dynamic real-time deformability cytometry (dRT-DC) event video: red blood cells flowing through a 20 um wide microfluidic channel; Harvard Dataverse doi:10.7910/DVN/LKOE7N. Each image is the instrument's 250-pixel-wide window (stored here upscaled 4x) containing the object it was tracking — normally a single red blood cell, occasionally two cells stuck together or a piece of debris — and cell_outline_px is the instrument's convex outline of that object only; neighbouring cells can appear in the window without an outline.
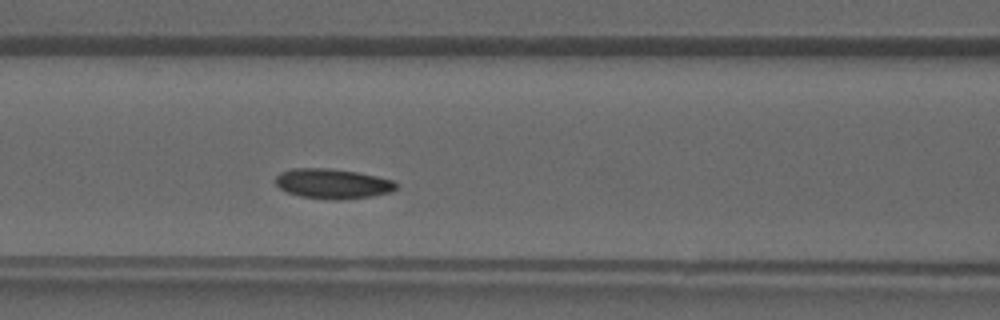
{"species": "common noctule bat (a hibernating species)", "species_latin": "Nyctalus noctula", "temperature_condition": "warm", "stored_images_in_passage": 33, "camera_frame_rate_fps": 3000, "um_per_image_px": 0.085, "animal": {"sex": "male", "forearm_length_mm": 52.5}, "frame": {"image": 1, "passage_image": 10, "time_ms": 3.0, "image_size_px": [1000, 320], "cell_outline_px": [[396, 188], [392, 192], [372, 196], [340, 200], [332, 200], [300, 196], [288, 192], [280, 188], [272, 180], [280, 172], [292, 168], [328, 168], [356, 172], [396, 180]], "centroid_in_image_um": [28.26, 15.61], "position_along_channel_um": 138.3, "area_um2": 21.21}}
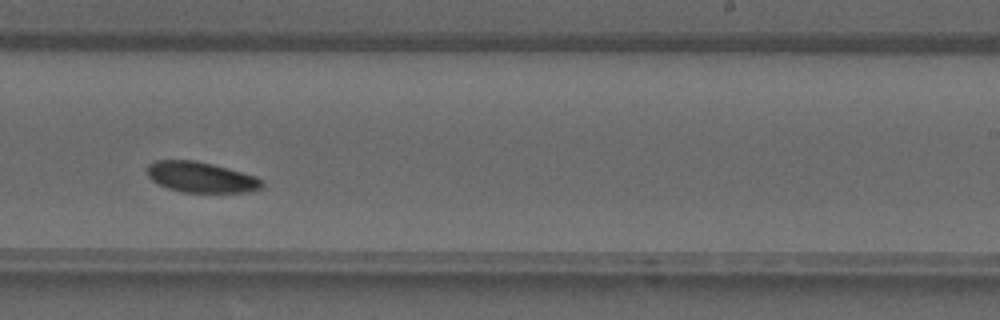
{"frame": {"image": 2, "passage_image": 18, "time_ms": 5.667, "image_size_px": [1000, 320], "cell_outline_px": [[264, 188], [248, 192], [180, 192], [168, 188], [152, 180], [148, 176], [148, 164], [156, 160], [192, 160], [212, 164], [228, 168], [256, 176], [264, 184]], "centroid_in_image_um": [17.1, 15.06], "position_along_channel_um": 271.9, "area_um2": 20.4}}
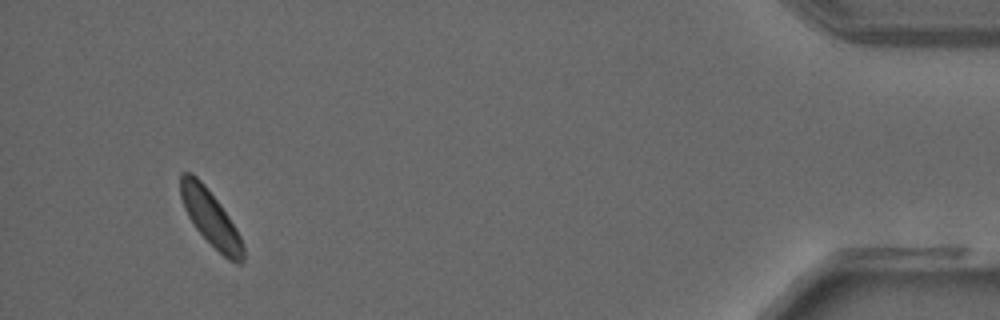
{"frame": {"image": 3, "passage_image": 31, "time_ms": 10.0, "image_size_px": [1000, 320], "cell_outline_px": [[244, 260], [240, 264], [236, 264], [228, 260], [196, 228], [188, 216], [184, 208], [180, 196], [180, 172], [192, 172], [204, 184], [220, 204], [228, 216], [240, 236], [244, 248]], "centroid_in_image_um": [17.89, 18.51], "position_along_channel_um": 417.3, "area_um2": 20.06}}